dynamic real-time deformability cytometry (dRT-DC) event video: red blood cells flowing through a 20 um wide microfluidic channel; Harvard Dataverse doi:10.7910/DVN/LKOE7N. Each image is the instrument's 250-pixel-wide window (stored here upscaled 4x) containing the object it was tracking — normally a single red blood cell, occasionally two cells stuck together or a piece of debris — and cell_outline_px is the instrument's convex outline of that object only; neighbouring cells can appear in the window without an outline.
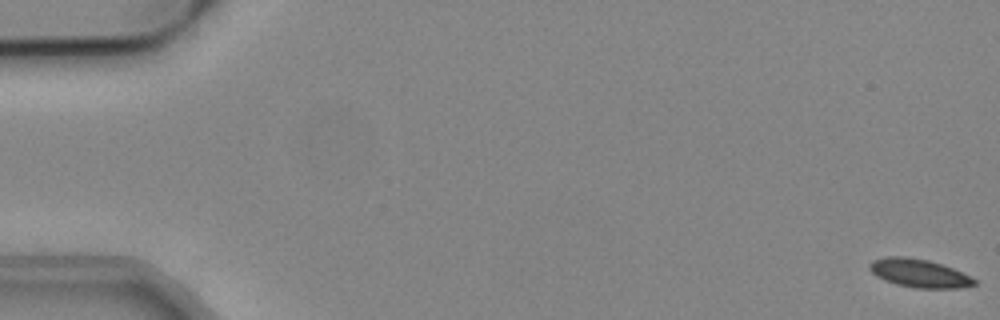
{"species": "common noctule bat (a hibernating species)", "species_latin": "Nyctalus noctula", "temperature_condition": "cold", "stored_images_in_passage": 34, "camera_frame_rate_fps": 3000, "um_per_image_px": 0.085, "animal": {"sex": "male", "body_mass_g": 19.2, "forearm_length_mm": 51.8}, "frame": {"image": 1, "passage_image": 1, "time_ms": 0.0, "image_size_px": [1000, 320], "cell_outline_px": [[976, 284], [960, 288], [916, 288], [896, 284], [884, 280], [876, 276], [868, 268], [868, 264], [872, 260], [888, 256], [904, 256], [928, 260], [952, 268], [972, 276], [976, 280]], "centroid_in_image_um": [78.11, 23.22], "position_along_channel_um": 6.9, "area_um2": 17.34}}
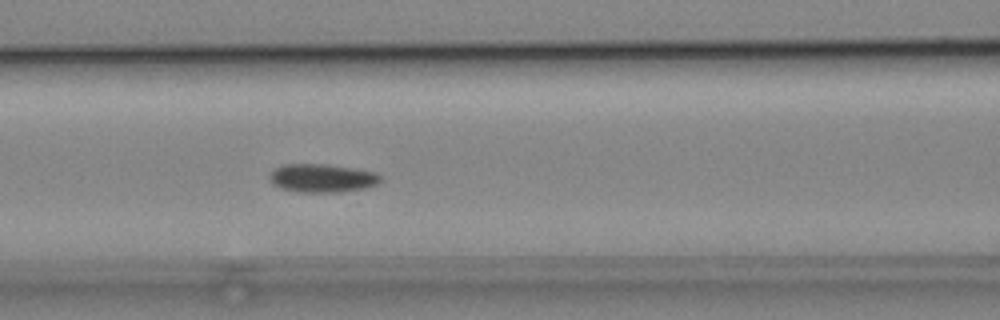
{"frame": {"image": 2, "passage_image": 24, "time_ms": 7.667, "image_size_px": [1000, 320], "cell_outline_px": [[380, 180], [376, 184], [364, 188], [336, 192], [300, 192], [280, 188], [272, 184], [268, 176], [272, 168], [284, 164], [324, 164], [352, 168], [376, 172], [380, 176]], "centroid_in_image_um": [27.3, 15.13], "position_along_channel_um": 139.3, "area_um2": 18.32}}
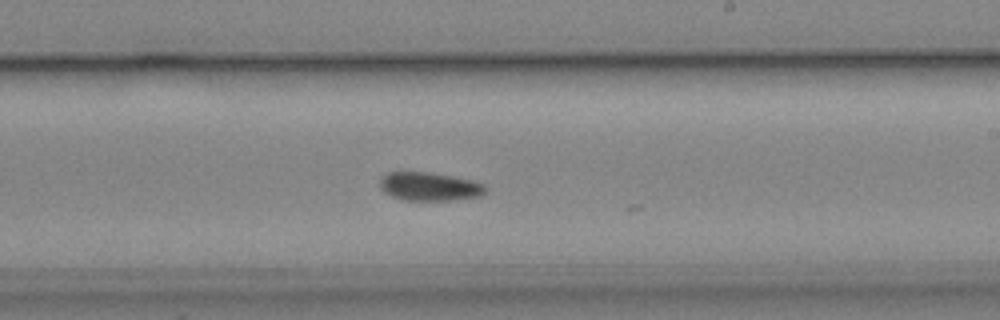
{"frame": {"image": 3, "passage_image": 33, "time_ms": 10.667, "image_size_px": [1000, 320], "cell_outline_px": [[488, 188], [480, 196], [456, 200], [404, 200], [392, 196], [384, 192], [380, 188], [380, 180], [388, 172], [432, 172], [472, 180], [484, 184]], "centroid_in_image_um": [36.53, 15.85], "position_along_channel_um": 252.5, "area_um2": 17.57}}